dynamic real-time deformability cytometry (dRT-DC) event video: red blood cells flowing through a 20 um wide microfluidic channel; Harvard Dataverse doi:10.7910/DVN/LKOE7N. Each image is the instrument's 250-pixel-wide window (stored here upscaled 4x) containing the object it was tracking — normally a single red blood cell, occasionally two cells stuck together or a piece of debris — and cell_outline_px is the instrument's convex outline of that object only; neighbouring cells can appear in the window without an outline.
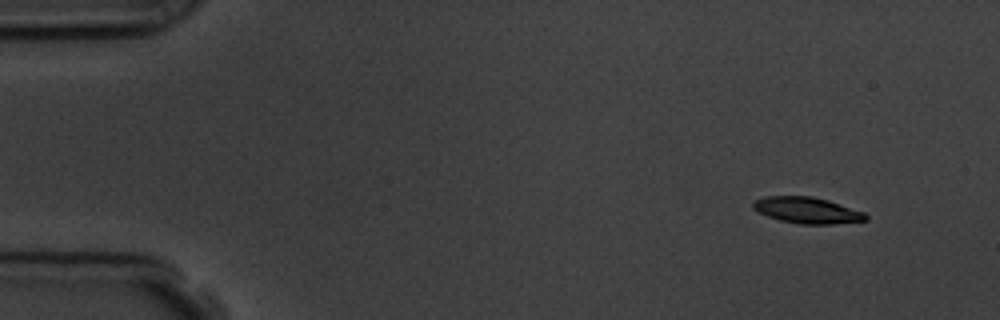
{"species": "common noctule bat (a hibernating species)", "species_latin": "Nyctalus noctula", "temperature_condition": "room temperature", "stored_images_in_passage": 5, "segment_of_instrument_passage": [2, 2], "camera_frame_rate_fps": 3000, "um_per_image_px": 0.085, "animal": {"sex": "male", "body_mass_g": 19.5, "forearm_length_mm": 54.6}, "frame": {"image": 1, "passage_image": 5, "time_ms": 6.0, "image_size_px": [1000, 320], "cell_outline_px": [[868, 220], [832, 224], [800, 224], [780, 220], [768, 216], [752, 208], [752, 200], [764, 196], [812, 196], [828, 200], [864, 212], [868, 216]], "centroid_in_image_um": [68.59, 17.86], "position_along_channel_um": 16.4, "area_um2": 17.22}}